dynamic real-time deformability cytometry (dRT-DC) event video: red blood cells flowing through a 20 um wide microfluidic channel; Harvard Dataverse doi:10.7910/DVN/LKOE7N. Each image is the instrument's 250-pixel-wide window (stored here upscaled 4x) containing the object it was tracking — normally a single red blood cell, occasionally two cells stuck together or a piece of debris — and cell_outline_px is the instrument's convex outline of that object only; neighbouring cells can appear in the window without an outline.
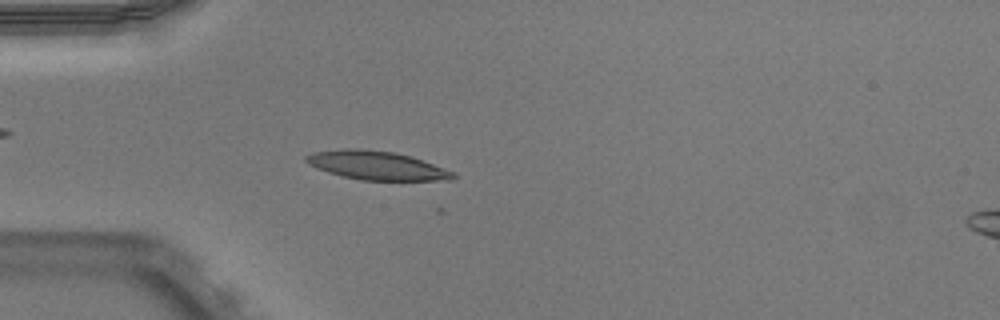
{"species": "Egyptian fruit bat (a non-hibernating species)", "species_latin": "Rousettus aegyptiacus", "temperature_condition": "warm", "stored_images_in_passage": 13, "camera_frame_rate_fps": 3000, "um_per_image_px": 0.085, "animal": {"sex": "male"}, "frame": {"image": 1, "passage_image": 12, "time_ms": 3.667, "image_size_px": [1000, 320], "cell_outline_px": [[456, 176], [452, 180], [360, 180], [328, 172], [316, 168], [308, 164], [304, 160], [304, 156], [312, 152], [344, 148], [360, 148], [396, 152], [412, 156], [456, 172]], "centroid_in_image_um": [32.02, 14.05], "position_along_channel_um": 53.0, "area_um2": 24.85}}